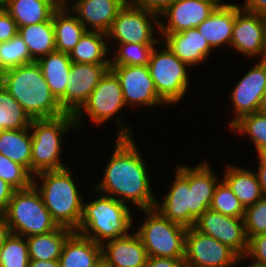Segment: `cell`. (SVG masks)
Segmentation results:
<instances>
[{
  "mask_svg": "<svg viewBox=\"0 0 266 267\" xmlns=\"http://www.w3.org/2000/svg\"><path fill=\"white\" fill-rule=\"evenodd\" d=\"M124 126L118 130L115 149L96 190L110 197L119 195L120 202L126 204V199L130 200L142 210L155 208L157 201L150 188L148 169L136 149L131 130Z\"/></svg>",
  "mask_w": 266,
  "mask_h": 267,
  "instance_id": "obj_1",
  "label": "cell"
},
{
  "mask_svg": "<svg viewBox=\"0 0 266 267\" xmlns=\"http://www.w3.org/2000/svg\"><path fill=\"white\" fill-rule=\"evenodd\" d=\"M193 168L177 167L173 186L163 202L155 204L164 217L186 228L194 227L196 220L210 208L218 184L207 162Z\"/></svg>",
  "mask_w": 266,
  "mask_h": 267,
  "instance_id": "obj_2",
  "label": "cell"
},
{
  "mask_svg": "<svg viewBox=\"0 0 266 267\" xmlns=\"http://www.w3.org/2000/svg\"><path fill=\"white\" fill-rule=\"evenodd\" d=\"M0 84L20 103L32 120L65 114L36 61L3 71Z\"/></svg>",
  "mask_w": 266,
  "mask_h": 267,
  "instance_id": "obj_3",
  "label": "cell"
},
{
  "mask_svg": "<svg viewBox=\"0 0 266 267\" xmlns=\"http://www.w3.org/2000/svg\"><path fill=\"white\" fill-rule=\"evenodd\" d=\"M67 167L35 174L42 181L38 187L43 202L58 226L77 231L83 214L79 194Z\"/></svg>",
  "mask_w": 266,
  "mask_h": 267,
  "instance_id": "obj_4",
  "label": "cell"
},
{
  "mask_svg": "<svg viewBox=\"0 0 266 267\" xmlns=\"http://www.w3.org/2000/svg\"><path fill=\"white\" fill-rule=\"evenodd\" d=\"M132 217L128 205L115 196L103 194L91 203H83V214L76 232L102 245L104 239L109 241L128 235Z\"/></svg>",
  "mask_w": 266,
  "mask_h": 267,
  "instance_id": "obj_5",
  "label": "cell"
},
{
  "mask_svg": "<svg viewBox=\"0 0 266 267\" xmlns=\"http://www.w3.org/2000/svg\"><path fill=\"white\" fill-rule=\"evenodd\" d=\"M36 185L33 180L29 188L15 190L8 203L5 217L13 234L27 238L49 233L59 227L46 208Z\"/></svg>",
  "mask_w": 266,
  "mask_h": 267,
  "instance_id": "obj_6",
  "label": "cell"
},
{
  "mask_svg": "<svg viewBox=\"0 0 266 267\" xmlns=\"http://www.w3.org/2000/svg\"><path fill=\"white\" fill-rule=\"evenodd\" d=\"M76 126L74 116L65 113L49 119H33L29 129L32 134L31 175L42 171L63 169L60 162L62 138L69 128ZM33 129V130H32Z\"/></svg>",
  "mask_w": 266,
  "mask_h": 267,
  "instance_id": "obj_7",
  "label": "cell"
},
{
  "mask_svg": "<svg viewBox=\"0 0 266 267\" xmlns=\"http://www.w3.org/2000/svg\"><path fill=\"white\" fill-rule=\"evenodd\" d=\"M141 211L148 217L136 233L148 257L184 258L187 228L170 221L155 208Z\"/></svg>",
  "mask_w": 266,
  "mask_h": 267,
  "instance_id": "obj_8",
  "label": "cell"
},
{
  "mask_svg": "<svg viewBox=\"0 0 266 267\" xmlns=\"http://www.w3.org/2000/svg\"><path fill=\"white\" fill-rule=\"evenodd\" d=\"M153 49L148 69L158 96L165 104H175L188 88V64L182 62L167 46L157 52Z\"/></svg>",
  "mask_w": 266,
  "mask_h": 267,
  "instance_id": "obj_9",
  "label": "cell"
},
{
  "mask_svg": "<svg viewBox=\"0 0 266 267\" xmlns=\"http://www.w3.org/2000/svg\"><path fill=\"white\" fill-rule=\"evenodd\" d=\"M151 18L153 22H151ZM159 15L126 3L117 13L107 34L118 43L162 44L154 38L152 25L159 26ZM154 23V24H152Z\"/></svg>",
  "mask_w": 266,
  "mask_h": 267,
  "instance_id": "obj_10",
  "label": "cell"
},
{
  "mask_svg": "<svg viewBox=\"0 0 266 267\" xmlns=\"http://www.w3.org/2000/svg\"><path fill=\"white\" fill-rule=\"evenodd\" d=\"M242 258L228 245L204 235L194 227L187 228L185 267H230Z\"/></svg>",
  "mask_w": 266,
  "mask_h": 267,
  "instance_id": "obj_11",
  "label": "cell"
},
{
  "mask_svg": "<svg viewBox=\"0 0 266 267\" xmlns=\"http://www.w3.org/2000/svg\"><path fill=\"white\" fill-rule=\"evenodd\" d=\"M125 105L119 78L109 69L93 89L87 101L73 115L76 127H80L79 117L82 110L90 116L92 121L101 124L112 118L114 114L116 115Z\"/></svg>",
  "mask_w": 266,
  "mask_h": 267,
  "instance_id": "obj_12",
  "label": "cell"
},
{
  "mask_svg": "<svg viewBox=\"0 0 266 267\" xmlns=\"http://www.w3.org/2000/svg\"><path fill=\"white\" fill-rule=\"evenodd\" d=\"M110 69V63H73L64 95L58 100L65 113L74 115L87 101L93 89Z\"/></svg>",
  "mask_w": 266,
  "mask_h": 267,
  "instance_id": "obj_13",
  "label": "cell"
},
{
  "mask_svg": "<svg viewBox=\"0 0 266 267\" xmlns=\"http://www.w3.org/2000/svg\"><path fill=\"white\" fill-rule=\"evenodd\" d=\"M194 228L228 245L242 259L246 256L248 238L243 218L226 216L209 208L196 220Z\"/></svg>",
  "mask_w": 266,
  "mask_h": 267,
  "instance_id": "obj_14",
  "label": "cell"
},
{
  "mask_svg": "<svg viewBox=\"0 0 266 267\" xmlns=\"http://www.w3.org/2000/svg\"><path fill=\"white\" fill-rule=\"evenodd\" d=\"M231 46L246 56L260 55L266 60V28L261 14L251 13L236 4Z\"/></svg>",
  "mask_w": 266,
  "mask_h": 267,
  "instance_id": "obj_15",
  "label": "cell"
},
{
  "mask_svg": "<svg viewBox=\"0 0 266 267\" xmlns=\"http://www.w3.org/2000/svg\"><path fill=\"white\" fill-rule=\"evenodd\" d=\"M110 69L119 78L126 106L165 104L157 94L148 66H110Z\"/></svg>",
  "mask_w": 266,
  "mask_h": 267,
  "instance_id": "obj_16",
  "label": "cell"
},
{
  "mask_svg": "<svg viewBox=\"0 0 266 267\" xmlns=\"http://www.w3.org/2000/svg\"><path fill=\"white\" fill-rule=\"evenodd\" d=\"M266 91V60H260L237 83L231 92V100L236 117L230 122V128L243 116L258 112L263 94Z\"/></svg>",
  "mask_w": 266,
  "mask_h": 267,
  "instance_id": "obj_17",
  "label": "cell"
},
{
  "mask_svg": "<svg viewBox=\"0 0 266 267\" xmlns=\"http://www.w3.org/2000/svg\"><path fill=\"white\" fill-rule=\"evenodd\" d=\"M217 7L204 0H175L160 16H167L168 25L159 21L161 33H177L197 28Z\"/></svg>",
  "mask_w": 266,
  "mask_h": 267,
  "instance_id": "obj_18",
  "label": "cell"
},
{
  "mask_svg": "<svg viewBox=\"0 0 266 267\" xmlns=\"http://www.w3.org/2000/svg\"><path fill=\"white\" fill-rule=\"evenodd\" d=\"M106 267H145L148 254L137 233L118 237L101 245Z\"/></svg>",
  "mask_w": 266,
  "mask_h": 267,
  "instance_id": "obj_19",
  "label": "cell"
},
{
  "mask_svg": "<svg viewBox=\"0 0 266 267\" xmlns=\"http://www.w3.org/2000/svg\"><path fill=\"white\" fill-rule=\"evenodd\" d=\"M71 10L78 20L91 31L107 33L118 11L126 4L123 0H79L72 3ZM93 27V28H92Z\"/></svg>",
  "mask_w": 266,
  "mask_h": 267,
  "instance_id": "obj_20",
  "label": "cell"
},
{
  "mask_svg": "<svg viewBox=\"0 0 266 267\" xmlns=\"http://www.w3.org/2000/svg\"><path fill=\"white\" fill-rule=\"evenodd\" d=\"M167 46L182 62L189 66L207 59L212 51L208 41L197 28L177 33H161Z\"/></svg>",
  "mask_w": 266,
  "mask_h": 267,
  "instance_id": "obj_21",
  "label": "cell"
},
{
  "mask_svg": "<svg viewBox=\"0 0 266 267\" xmlns=\"http://www.w3.org/2000/svg\"><path fill=\"white\" fill-rule=\"evenodd\" d=\"M59 263L60 267H98L102 263L101 245L74 231L64 243Z\"/></svg>",
  "mask_w": 266,
  "mask_h": 267,
  "instance_id": "obj_22",
  "label": "cell"
},
{
  "mask_svg": "<svg viewBox=\"0 0 266 267\" xmlns=\"http://www.w3.org/2000/svg\"><path fill=\"white\" fill-rule=\"evenodd\" d=\"M236 16V4L219 7L205 19L197 29L208 41L212 49L227 42L231 46L233 26Z\"/></svg>",
  "mask_w": 266,
  "mask_h": 267,
  "instance_id": "obj_23",
  "label": "cell"
},
{
  "mask_svg": "<svg viewBox=\"0 0 266 267\" xmlns=\"http://www.w3.org/2000/svg\"><path fill=\"white\" fill-rule=\"evenodd\" d=\"M41 68L45 81L52 94L59 100L68 86L66 79L69 78L72 61L68 53L53 51L36 61Z\"/></svg>",
  "mask_w": 266,
  "mask_h": 267,
  "instance_id": "obj_24",
  "label": "cell"
},
{
  "mask_svg": "<svg viewBox=\"0 0 266 267\" xmlns=\"http://www.w3.org/2000/svg\"><path fill=\"white\" fill-rule=\"evenodd\" d=\"M223 181L244 208L255 204L264 197L257 175L253 171L228 166Z\"/></svg>",
  "mask_w": 266,
  "mask_h": 267,
  "instance_id": "obj_25",
  "label": "cell"
},
{
  "mask_svg": "<svg viewBox=\"0 0 266 267\" xmlns=\"http://www.w3.org/2000/svg\"><path fill=\"white\" fill-rule=\"evenodd\" d=\"M29 130H1L0 154L23 166L31 174L32 134Z\"/></svg>",
  "mask_w": 266,
  "mask_h": 267,
  "instance_id": "obj_26",
  "label": "cell"
},
{
  "mask_svg": "<svg viewBox=\"0 0 266 267\" xmlns=\"http://www.w3.org/2000/svg\"><path fill=\"white\" fill-rule=\"evenodd\" d=\"M73 232L59 226L49 233L27 237L30 260H59L64 243Z\"/></svg>",
  "mask_w": 266,
  "mask_h": 267,
  "instance_id": "obj_27",
  "label": "cell"
},
{
  "mask_svg": "<svg viewBox=\"0 0 266 267\" xmlns=\"http://www.w3.org/2000/svg\"><path fill=\"white\" fill-rule=\"evenodd\" d=\"M3 6L18 28L49 21L55 11L43 0H5Z\"/></svg>",
  "mask_w": 266,
  "mask_h": 267,
  "instance_id": "obj_28",
  "label": "cell"
},
{
  "mask_svg": "<svg viewBox=\"0 0 266 267\" xmlns=\"http://www.w3.org/2000/svg\"><path fill=\"white\" fill-rule=\"evenodd\" d=\"M66 10L54 11L53 27L56 51L69 54L87 30L77 16L69 15L70 10Z\"/></svg>",
  "mask_w": 266,
  "mask_h": 267,
  "instance_id": "obj_29",
  "label": "cell"
},
{
  "mask_svg": "<svg viewBox=\"0 0 266 267\" xmlns=\"http://www.w3.org/2000/svg\"><path fill=\"white\" fill-rule=\"evenodd\" d=\"M18 34L26 43L35 61L56 50L53 16L49 21L18 28Z\"/></svg>",
  "mask_w": 266,
  "mask_h": 267,
  "instance_id": "obj_30",
  "label": "cell"
},
{
  "mask_svg": "<svg viewBox=\"0 0 266 267\" xmlns=\"http://www.w3.org/2000/svg\"><path fill=\"white\" fill-rule=\"evenodd\" d=\"M107 34L100 31H86L79 42L69 52V57L73 63H110L107 55L108 46L105 41Z\"/></svg>",
  "mask_w": 266,
  "mask_h": 267,
  "instance_id": "obj_31",
  "label": "cell"
},
{
  "mask_svg": "<svg viewBox=\"0 0 266 267\" xmlns=\"http://www.w3.org/2000/svg\"><path fill=\"white\" fill-rule=\"evenodd\" d=\"M32 119L0 84V131L29 128Z\"/></svg>",
  "mask_w": 266,
  "mask_h": 267,
  "instance_id": "obj_32",
  "label": "cell"
},
{
  "mask_svg": "<svg viewBox=\"0 0 266 267\" xmlns=\"http://www.w3.org/2000/svg\"><path fill=\"white\" fill-rule=\"evenodd\" d=\"M34 61L26 43L19 34L9 41L0 43V74L10 68L22 66Z\"/></svg>",
  "mask_w": 266,
  "mask_h": 267,
  "instance_id": "obj_33",
  "label": "cell"
},
{
  "mask_svg": "<svg viewBox=\"0 0 266 267\" xmlns=\"http://www.w3.org/2000/svg\"><path fill=\"white\" fill-rule=\"evenodd\" d=\"M10 233L0 248V267H29V251L26 240Z\"/></svg>",
  "mask_w": 266,
  "mask_h": 267,
  "instance_id": "obj_34",
  "label": "cell"
},
{
  "mask_svg": "<svg viewBox=\"0 0 266 267\" xmlns=\"http://www.w3.org/2000/svg\"><path fill=\"white\" fill-rule=\"evenodd\" d=\"M232 130L240 134H248L253 145L255 144L258 156L266 151V114L254 112L243 116L232 127Z\"/></svg>",
  "mask_w": 266,
  "mask_h": 267,
  "instance_id": "obj_35",
  "label": "cell"
},
{
  "mask_svg": "<svg viewBox=\"0 0 266 267\" xmlns=\"http://www.w3.org/2000/svg\"><path fill=\"white\" fill-rule=\"evenodd\" d=\"M156 44L120 43L110 66H147Z\"/></svg>",
  "mask_w": 266,
  "mask_h": 267,
  "instance_id": "obj_36",
  "label": "cell"
},
{
  "mask_svg": "<svg viewBox=\"0 0 266 267\" xmlns=\"http://www.w3.org/2000/svg\"><path fill=\"white\" fill-rule=\"evenodd\" d=\"M210 209L234 218H244L245 214L244 206L224 181L216 185Z\"/></svg>",
  "mask_w": 266,
  "mask_h": 267,
  "instance_id": "obj_37",
  "label": "cell"
},
{
  "mask_svg": "<svg viewBox=\"0 0 266 267\" xmlns=\"http://www.w3.org/2000/svg\"><path fill=\"white\" fill-rule=\"evenodd\" d=\"M0 178L15 190L29 188L33 184L32 175L21 165L0 154Z\"/></svg>",
  "mask_w": 266,
  "mask_h": 267,
  "instance_id": "obj_38",
  "label": "cell"
},
{
  "mask_svg": "<svg viewBox=\"0 0 266 267\" xmlns=\"http://www.w3.org/2000/svg\"><path fill=\"white\" fill-rule=\"evenodd\" d=\"M245 232L248 240L260 234L266 233V196L255 204L245 208L244 214Z\"/></svg>",
  "mask_w": 266,
  "mask_h": 267,
  "instance_id": "obj_39",
  "label": "cell"
},
{
  "mask_svg": "<svg viewBox=\"0 0 266 267\" xmlns=\"http://www.w3.org/2000/svg\"><path fill=\"white\" fill-rule=\"evenodd\" d=\"M247 255L256 260L248 265H266V233L253 236L248 240Z\"/></svg>",
  "mask_w": 266,
  "mask_h": 267,
  "instance_id": "obj_40",
  "label": "cell"
},
{
  "mask_svg": "<svg viewBox=\"0 0 266 267\" xmlns=\"http://www.w3.org/2000/svg\"><path fill=\"white\" fill-rule=\"evenodd\" d=\"M18 34L16 21L3 8L0 11V43L9 41Z\"/></svg>",
  "mask_w": 266,
  "mask_h": 267,
  "instance_id": "obj_41",
  "label": "cell"
},
{
  "mask_svg": "<svg viewBox=\"0 0 266 267\" xmlns=\"http://www.w3.org/2000/svg\"><path fill=\"white\" fill-rule=\"evenodd\" d=\"M175 0H131L129 4L160 15Z\"/></svg>",
  "mask_w": 266,
  "mask_h": 267,
  "instance_id": "obj_42",
  "label": "cell"
},
{
  "mask_svg": "<svg viewBox=\"0 0 266 267\" xmlns=\"http://www.w3.org/2000/svg\"><path fill=\"white\" fill-rule=\"evenodd\" d=\"M145 267H185L184 258L148 257Z\"/></svg>",
  "mask_w": 266,
  "mask_h": 267,
  "instance_id": "obj_43",
  "label": "cell"
},
{
  "mask_svg": "<svg viewBox=\"0 0 266 267\" xmlns=\"http://www.w3.org/2000/svg\"><path fill=\"white\" fill-rule=\"evenodd\" d=\"M15 189L0 178V214L5 215L6 209Z\"/></svg>",
  "mask_w": 266,
  "mask_h": 267,
  "instance_id": "obj_44",
  "label": "cell"
},
{
  "mask_svg": "<svg viewBox=\"0 0 266 267\" xmlns=\"http://www.w3.org/2000/svg\"><path fill=\"white\" fill-rule=\"evenodd\" d=\"M242 7L251 13L263 14L266 11V0H245Z\"/></svg>",
  "mask_w": 266,
  "mask_h": 267,
  "instance_id": "obj_45",
  "label": "cell"
},
{
  "mask_svg": "<svg viewBox=\"0 0 266 267\" xmlns=\"http://www.w3.org/2000/svg\"><path fill=\"white\" fill-rule=\"evenodd\" d=\"M259 170L256 173L263 195L266 196V162L259 156Z\"/></svg>",
  "mask_w": 266,
  "mask_h": 267,
  "instance_id": "obj_46",
  "label": "cell"
},
{
  "mask_svg": "<svg viewBox=\"0 0 266 267\" xmlns=\"http://www.w3.org/2000/svg\"><path fill=\"white\" fill-rule=\"evenodd\" d=\"M10 233V227L8 226L5 215L0 214V248L3 246Z\"/></svg>",
  "mask_w": 266,
  "mask_h": 267,
  "instance_id": "obj_47",
  "label": "cell"
},
{
  "mask_svg": "<svg viewBox=\"0 0 266 267\" xmlns=\"http://www.w3.org/2000/svg\"><path fill=\"white\" fill-rule=\"evenodd\" d=\"M29 267H60L59 260H30Z\"/></svg>",
  "mask_w": 266,
  "mask_h": 267,
  "instance_id": "obj_48",
  "label": "cell"
},
{
  "mask_svg": "<svg viewBox=\"0 0 266 267\" xmlns=\"http://www.w3.org/2000/svg\"><path fill=\"white\" fill-rule=\"evenodd\" d=\"M52 6L55 10H60V0H43Z\"/></svg>",
  "mask_w": 266,
  "mask_h": 267,
  "instance_id": "obj_49",
  "label": "cell"
},
{
  "mask_svg": "<svg viewBox=\"0 0 266 267\" xmlns=\"http://www.w3.org/2000/svg\"><path fill=\"white\" fill-rule=\"evenodd\" d=\"M259 112L266 114V91L263 94Z\"/></svg>",
  "mask_w": 266,
  "mask_h": 267,
  "instance_id": "obj_50",
  "label": "cell"
},
{
  "mask_svg": "<svg viewBox=\"0 0 266 267\" xmlns=\"http://www.w3.org/2000/svg\"><path fill=\"white\" fill-rule=\"evenodd\" d=\"M204 1L210 2L211 4L215 5L217 8L230 5V4H221V0H204Z\"/></svg>",
  "mask_w": 266,
  "mask_h": 267,
  "instance_id": "obj_51",
  "label": "cell"
},
{
  "mask_svg": "<svg viewBox=\"0 0 266 267\" xmlns=\"http://www.w3.org/2000/svg\"><path fill=\"white\" fill-rule=\"evenodd\" d=\"M68 1V0H67ZM78 2L79 0H75L74 2ZM66 0H60V10H63V9H68V7L66 8Z\"/></svg>",
  "mask_w": 266,
  "mask_h": 267,
  "instance_id": "obj_52",
  "label": "cell"
},
{
  "mask_svg": "<svg viewBox=\"0 0 266 267\" xmlns=\"http://www.w3.org/2000/svg\"><path fill=\"white\" fill-rule=\"evenodd\" d=\"M261 15H262V18H263V21H264V25H265V28H266V11Z\"/></svg>",
  "mask_w": 266,
  "mask_h": 267,
  "instance_id": "obj_53",
  "label": "cell"
},
{
  "mask_svg": "<svg viewBox=\"0 0 266 267\" xmlns=\"http://www.w3.org/2000/svg\"><path fill=\"white\" fill-rule=\"evenodd\" d=\"M260 157L266 162V151L263 152Z\"/></svg>",
  "mask_w": 266,
  "mask_h": 267,
  "instance_id": "obj_54",
  "label": "cell"
},
{
  "mask_svg": "<svg viewBox=\"0 0 266 267\" xmlns=\"http://www.w3.org/2000/svg\"><path fill=\"white\" fill-rule=\"evenodd\" d=\"M247 267H266V265H248Z\"/></svg>",
  "mask_w": 266,
  "mask_h": 267,
  "instance_id": "obj_55",
  "label": "cell"
},
{
  "mask_svg": "<svg viewBox=\"0 0 266 267\" xmlns=\"http://www.w3.org/2000/svg\"><path fill=\"white\" fill-rule=\"evenodd\" d=\"M4 8L3 3L0 2V11Z\"/></svg>",
  "mask_w": 266,
  "mask_h": 267,
  "instance_id": "obj_56",
  "label": "cell"
},
{
  "mask_svg": "<svg viewBox=\"0 0 266 267\" xmlns=\"http://www.w3.org/2000/svg\"><path fill=\"white\" fill-rule=\"evenodd\" d=\"M98 267H106L105 264L102 262Z\"/></svg>",
  "mask_w": 266,
  "mask_h": 267,
  "instance_id": "obj_57",
  "label": "cell"
},
{
  "mask_svg": "<svg viewBox=\"0 0 266 267\" xmlns=\"http://www.w3.org/2000/svg\"><path fill=\"white\" fill-rule=\"evenodd\" d=\"M124 2H126V3H129L131 0H123Z\"/></svg>",
  "mask_w": 266,
  "mask_h": 267,
  "instance_id": "obj_58",
  "label": "cell"
}]
</instances>
